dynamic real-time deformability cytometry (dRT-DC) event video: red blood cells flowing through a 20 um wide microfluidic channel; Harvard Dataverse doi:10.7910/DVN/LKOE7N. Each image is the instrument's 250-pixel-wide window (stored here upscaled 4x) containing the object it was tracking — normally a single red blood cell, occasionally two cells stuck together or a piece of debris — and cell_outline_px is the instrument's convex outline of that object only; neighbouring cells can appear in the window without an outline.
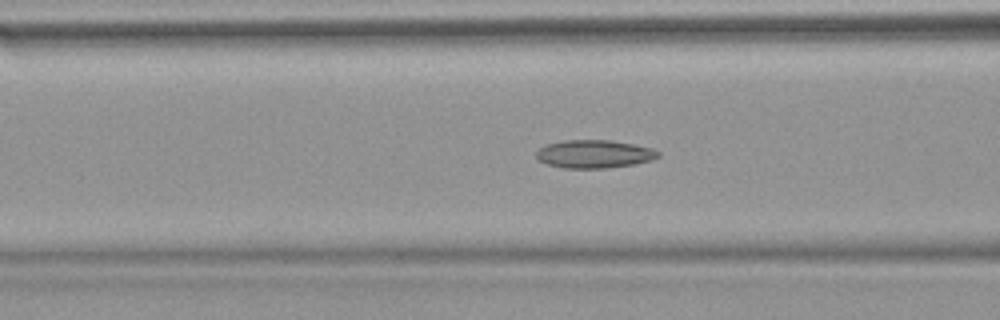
{"species": "common noctule bat (a hibernating species)", "species_latin": "Nyctalus noctula", "temperature_condition": "warm", "stored_images_in_passage": 53, "camera_frame_rate_fps": 3000, "um_per_image_px": 0.085, "animal": {"sex": "female", "body_mass_g": 18.4}, "frame": {"image": 1, "passage_image": 21, "time_ms": 6.667, "image_size_px": [1000, 320], "cell_outline_px": [[660, 156], [652, 160], [636, 164], [608, 168], [564, 168], [548, 164], [536, 160], [536, 152], [540, 148], [548, 144], [564, 140], [608, 140], [632, 144], [652, 148], [660, 152]], "centroid_in_image_um": [50.52, 13.1], "position_along_channel_um": 116.1, "area_um2": 20.0}}
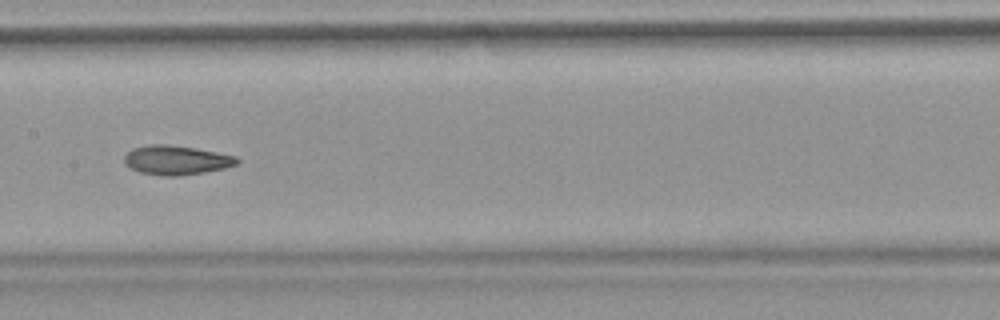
{"frame": {"image": 2, "passage_image": 27, "time_ms": 8.667, "image_size_px": [1000, 320], "cell_outline_px": [[240, 160], [236, 164], [224, 168], [204, 172], [176, 176], [164, 176], [140, 172], [124, 164], [124, 156], [132, 148], [152, 144], [168, 144], [196, 148], [236, 156]], "centroid_in_image_um": [14.97, 13.6], "position_along_channel_um": 192.4, "area_um2": 19.13}}
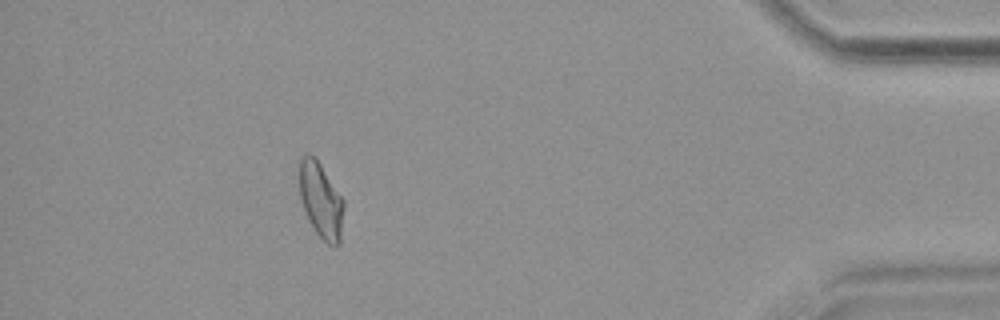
{"frame": {"image": 3, "passage_image": 48, "time_ms": 15.667, "image_size_px": [1000, 320], "cell_outline_px": [[344, 208], [340, 244], [336, 248], [328, 244], [316, 232], [304, 208], [300, 196], [300, 160], [304, 156], [312, 156], [320, 164], [344, 200]], "centroid_in_image_um": [27.32, 17.09], "position_along_channel_um": 407.9, "area_um2": 19.02}, "authors_computed_cell_mechanics": {"area_um2": 19.5364, "velocity_mm_per_s": 3.8289, "shape_relaxation_time_tau1_ms": 11.1958, "shape_relaxation_time_tau2_ms": 4.2609, "deformation_change_tau1": 0.2279, "deformation_change_tau2": 0.097}}